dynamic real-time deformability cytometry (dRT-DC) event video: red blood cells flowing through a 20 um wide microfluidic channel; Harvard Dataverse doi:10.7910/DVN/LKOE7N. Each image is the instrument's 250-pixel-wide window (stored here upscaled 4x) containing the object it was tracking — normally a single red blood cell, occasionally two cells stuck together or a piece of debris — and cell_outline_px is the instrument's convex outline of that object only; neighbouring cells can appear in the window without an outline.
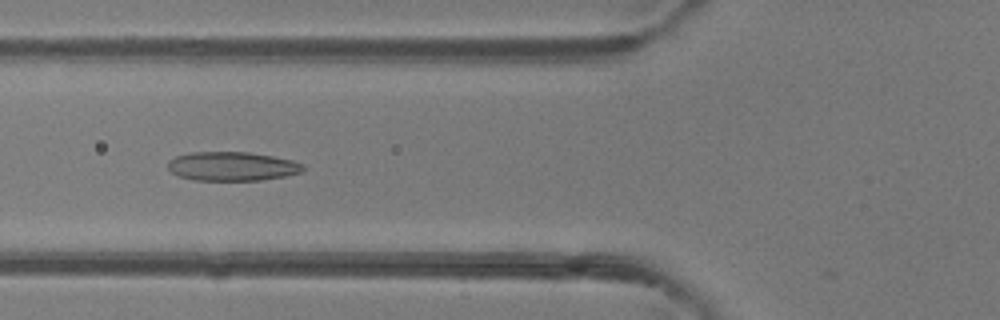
{"species": "common noctule bat (a hibernating species)", "species_latin": "Nyctalus noctula", "temperature_condition": "room temperature", "stored_images_in_passage": 18, "camera_frame_rate_fps": 3000, "um_per_image_px": 0.085, "animal": {"sex": "female"}, "frame": {"image": 1, "passage_image": 15, "time_ms": 4.667, "image_size_px": [1000, 320], "cell_outline_px": [[304, 168], [300, 172], [284, 176], [260, 180], [196, 180], [176, 176], [168, 168], [168, 160], [176, 156], [192, 152], [248, 152], [272, 156], [292, 160], [304, 164]], "centroid_in_image_um": [19.7, 14.13], "position_along_channel_um": 106.1, "area_um2": 22.77}}
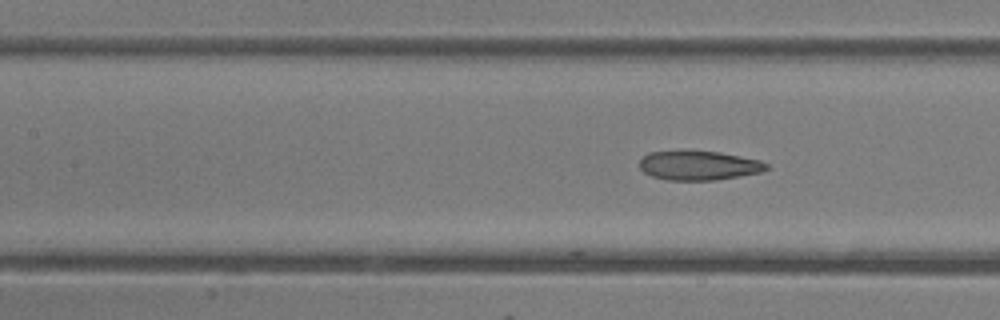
{"frame": {"image": 2, "passage_image": 18, "time_ms": 5.667, "image_size_px": [1000, 320], "cell_outline_px": [[768, 168], [760, 172], [740, 176], [716, 180], [668, 180], [652, 176], [644, 172], [640, 168], [640, 160], [648, 152], [720, 152], [760, 160], [768, 164]], "centroid_in_image_um": [59.41, 14.08], "position_along_channel_um": 148.0, "area_um2": 21.27}}